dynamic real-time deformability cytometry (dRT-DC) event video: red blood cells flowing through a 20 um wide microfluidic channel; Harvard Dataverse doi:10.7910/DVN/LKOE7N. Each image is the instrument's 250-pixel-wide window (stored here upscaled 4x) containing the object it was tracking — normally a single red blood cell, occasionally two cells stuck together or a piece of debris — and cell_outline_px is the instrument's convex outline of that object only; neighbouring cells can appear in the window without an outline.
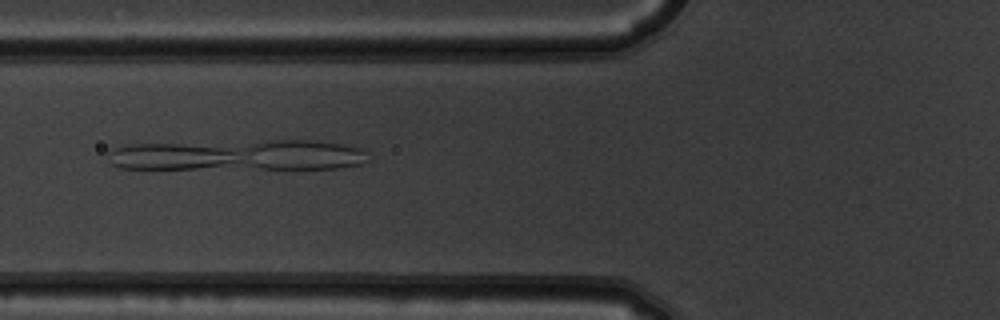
{"species": "common noctule bat (a hibernating species)", "species_latin": "Nyctalus noctula", "temperature_condition": "warm", "stored_images_in_passage": 10, "camera_frame_rate_fps": 3000, "um_per_image_px": 0.085, "animal": {"sex": "male", "body_mass_g": 19.5, "forearm_length_mm": 54.6}, "frame": {"image": 1, "passage_image": 5, "time_ms": 1.333, "image_size_px": [1000, 320], "cell_outline_px": [[368, 160], [360, 164], [336, 168], [120, 168], [112, 164], [108, 160], [108, 152], [112, 148], [128, 144], [276, 140], [308, 140], [340, 144], [364, 148], [368, 152]], "centroid_in_image_um": [20.24, 13.17], "position_along_channel_um": 105.6, "area_um2": 46.7}}